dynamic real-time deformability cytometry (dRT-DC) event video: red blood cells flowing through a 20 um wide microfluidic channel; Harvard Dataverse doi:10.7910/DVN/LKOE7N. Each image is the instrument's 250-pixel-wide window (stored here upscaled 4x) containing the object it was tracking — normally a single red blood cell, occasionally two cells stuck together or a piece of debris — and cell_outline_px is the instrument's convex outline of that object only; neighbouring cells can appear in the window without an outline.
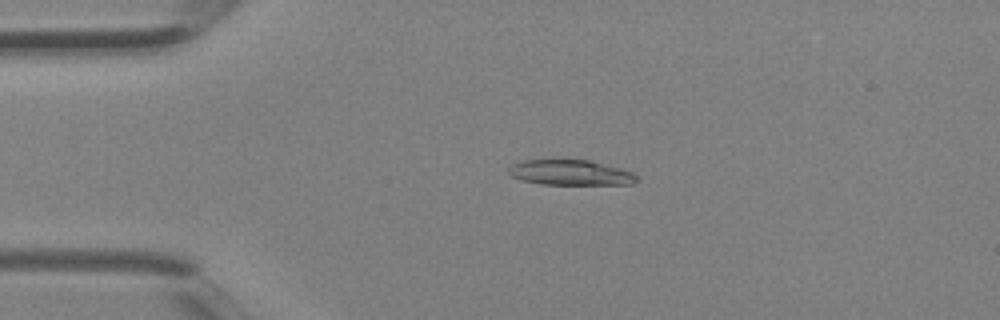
{"species": "Egyptian fruit bat (a non-hibernating species)", "species_latin": "Rousettus aegyptiacus", "temperature_condition": "room temperature", "stored_images_in_passage": 2, "camera_frame_rate_fps": 3000, "um_per_image_px": 0.085, "animal": {"sex": "female"}, "frame": {"image": 1, "passage_image": 2, "time_ms": 0.333, "image_size_px": [1000, 320], "cell_outline_px": [[640, 180], [632, 184], [540, 184], [524, 180], [512, 176], [508, 172], [508, 168], [512, 164], [524, 160], [552, 156], [592, 160], [620, 168], [632, 172], [640, 176]], "centroid_in_image_um": [48.49, 14.61], "position_along_channel_um": 36.5, "area_um2": 19.88}}